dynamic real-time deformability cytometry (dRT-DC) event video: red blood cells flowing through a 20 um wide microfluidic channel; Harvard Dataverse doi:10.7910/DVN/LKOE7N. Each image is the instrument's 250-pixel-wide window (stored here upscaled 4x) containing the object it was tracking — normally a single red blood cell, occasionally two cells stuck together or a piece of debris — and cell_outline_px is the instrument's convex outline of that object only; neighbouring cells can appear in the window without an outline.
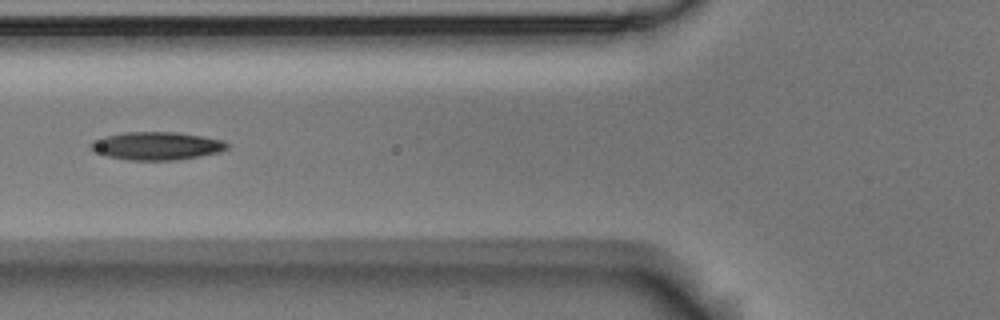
{"species": "Egyptian fruit bat (a non-hibernating species)", "species_latin": "Rousettus aegyptiacus", "temperature_condition": "room temperature", "stored_images_in_passage": 10, "camera_frame_rate_fps": 3000, "um_per_image_px": 0.085, "animal": {"sex": "male"}, "frame": {"image": 1, "passage_image": 5, "time_ms": 1.333, "image_size_px": [1000, 320], "cell_outline_px": [[232, 144], [228, 148], [220, 152], [180, 160], [128, 160], [104, 156], [92, 152], [88, 148], [88, 144], [92, 140], [104, 136], [124, 132], [180, 132], [204, 136], [224, 140]], "centroid_in_image_um": [13.29, 12.4], "position_along_channel_um": 112.5, "area_um2": 22.95}}
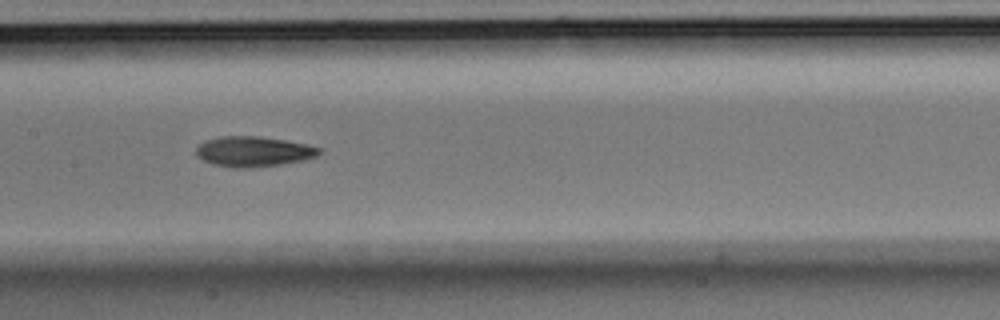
{"frame": {"image": 2, "passage_image": 7, "time_ms": 2.0, "image_size_px": [1000, 320], "cell_outline_px": [[324, 148], [316, 156], [304, 160], [280, 164], [252, 168], [232, 168], [212, 164], [196, 156], [196, 148], [204, 140], [224, 136], [256, 136], [284, 140], [308, 144]], "centroid_in_image_um": [21.55, 12.88], "position_along_channel_um": 185.9, "area_um2": 21.79}}
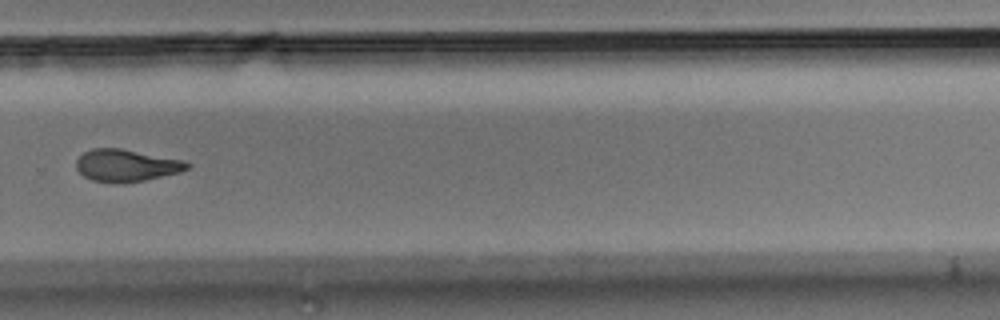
{"frame": {"image": 3, "passage_image": 10, "time_ms": 3.0, "image_size_px": [1000, 320], "cell_outline_px": [[192, 164], [188, 168], [180, 172], [144, 180], [92, 180], [84, 176], [76, 168], [76, 160], [84, 152], [92, 148], [120, 148], [180, 160]], "centroid_in_image_um": [10.72, 14.02], "position_along_channel_um": 319.1, "area_um2": 19.83}}